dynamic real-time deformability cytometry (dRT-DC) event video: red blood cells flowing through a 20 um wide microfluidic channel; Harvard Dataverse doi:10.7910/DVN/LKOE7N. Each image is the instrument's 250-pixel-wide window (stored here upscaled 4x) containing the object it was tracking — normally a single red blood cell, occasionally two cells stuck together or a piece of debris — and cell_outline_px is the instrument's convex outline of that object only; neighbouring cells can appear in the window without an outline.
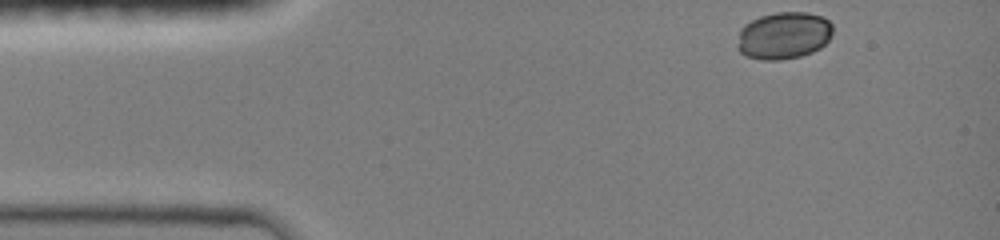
{"species": "common noctule bat (a hibernating species)", "species_latin": "Nyctalus noctula", "temperature_condition": "room temperature", "stored_images_in_passage": 6, "camera_frame_rate_fps": 3000, "um_per_image_px": 0.085, "animal": {"sex": "female", "body_mass_g": 19.0, "forearm_length_mm": 51.5}, "frame": {"image": 1, "passage_image": 1, "time_ms": 0.0, "image_size_px": [1000, 240], "cell_outline_px": [[832, 36], [820, 48], [812, 52], [800, 56], [780, 60], [760, 60], [744, 56], [736, 48], [740, 28], [744, 24], [760, 16], [776, 12], [808, 12], [820, 16], [828, 20], [832, 24]], "centroid_in_image_um": [66.59, 3.03], "position_along_channel_um": 18.4, "area_um2": 26.53}}
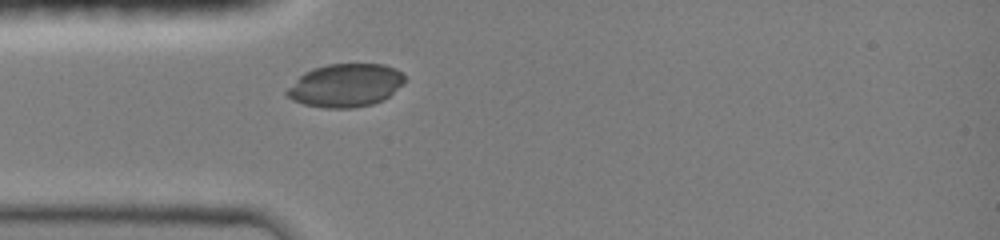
{"frame": {"image": 2, "passage_image": 6, "time_ms": 2.667, "image_size_px": [1000, 240], "cell_outline_px": [[404, 84], [388, 96], [372, 104], [352, 108], [324, 108], [304, 104], [292, 100], [284, 92], [304, 72], [312, 68], [328, 64], [384, 64], [396, 68], [404, 76]], "centroid_in_image_um": [29.36, 7.25], "position_along_channel_um": 55.6, "area_um2": 29.54}}